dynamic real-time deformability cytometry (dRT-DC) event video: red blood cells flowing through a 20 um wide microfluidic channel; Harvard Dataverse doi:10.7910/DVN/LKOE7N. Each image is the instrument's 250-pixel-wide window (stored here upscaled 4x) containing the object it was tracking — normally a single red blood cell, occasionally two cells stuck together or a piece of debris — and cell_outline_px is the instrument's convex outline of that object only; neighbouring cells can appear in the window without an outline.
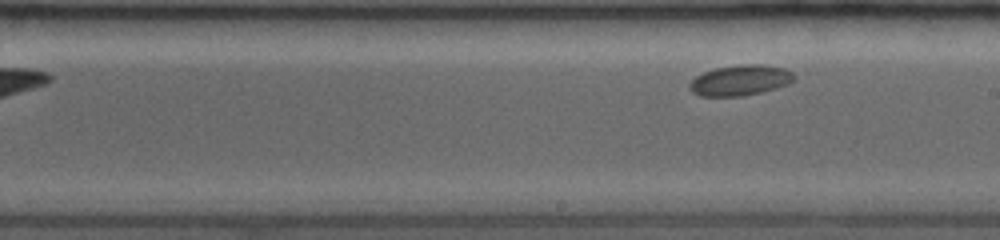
{"species": "common noctule bat (a hibernating species)", "species_latin": "Nyctalus noctula", "temperature_condition": "room temperature", "stored_images_in_passage": 16, "segment_of_instrument_passage": [2, 2], "camera_frame_rate_fps": 3500, "um_per_image_px": 0.085, "animal": {"sex": "female", "body_mass_g": 19.0, "forearm_length_mm": 53.3}, "frame": {"image": 1, "passage_image": 16, "time_ms": 6.571, "image_size_px": [1000, 240], "cell_outline_px": [[796, 80], [788, 84], [776, 88], [744, 96], [700, 96], [692, 92], [688, 88], [688, 84], [696, 76], [704, 72], [716, 68], [740, 64], [764, 64], [784, 68], [792, 72], [796, 76]], "centroid_in_image_um": [62.93, 6.82], "position_along_channel_um": 226.1, "area_um2": 18.79}}